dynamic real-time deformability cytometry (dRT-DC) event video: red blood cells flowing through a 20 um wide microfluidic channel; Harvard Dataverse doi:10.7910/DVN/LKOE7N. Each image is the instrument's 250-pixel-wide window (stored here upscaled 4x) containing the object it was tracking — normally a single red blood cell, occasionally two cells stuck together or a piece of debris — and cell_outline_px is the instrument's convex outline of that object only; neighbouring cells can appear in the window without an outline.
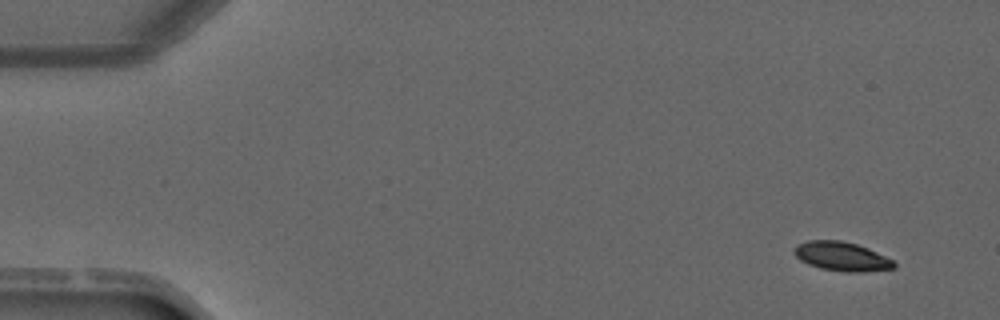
{"species": "common noctule bat (a hibernating species)", "species_latin": "Nyctalus noctula", "temperature_condition": "warm", "stored_images_in_passage": 4, "camera_frame_rate_fps": 3000, "um_per_image_px": 0.085, "animal": {"sex": "male", "forearm_length_mm": 52.5}, "frame": {"image": 1, "passage_image": 1, "time_ms": 0.0, "image_size_px": [1000, 320], "cell_outline_px": [[896, 268], [860, 272], [844, 272], [820, 268], [808, 264], [800, 260], [796, 256], [796, 244], [808, 240], [840, 240], [856, 244], [868, 248], [892, 260], [896, 264]], "centroid_in_image_um": [71.55, 21.8], "position_along_channel_um": 13.5, "area_um2": 16.76}}
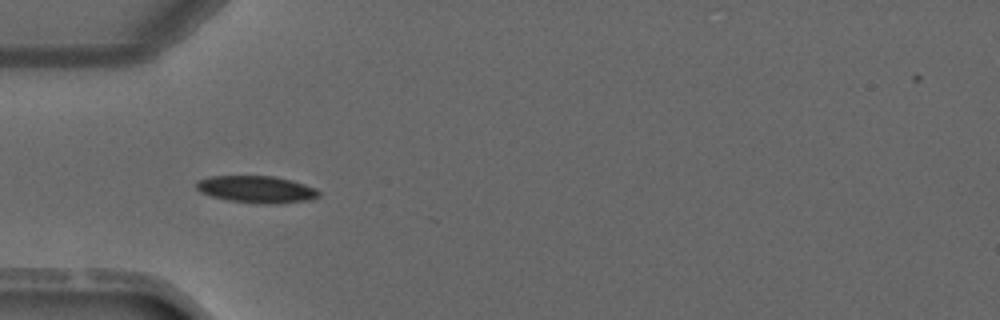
{"frame": {"image": 2, "passage_image": 4, "time_ms": 3.667, "image_size_px": [1000, 320], "cell_outline_px": [[320, 196], [308, 200], [276, 204], [260, 204], [228, 200], [212, 196], [200, 192], [196, 188], [196, 180], [212, 176], [272, 176], [292, 180], [316, 188], [320, 192]], "centroid_in_image_um": [21.81, 16.09], "position_along_channel_um": 63.2, "area_um2": 19.36}}